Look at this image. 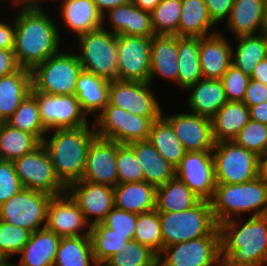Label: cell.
<instances>
[{"label":"cell","mask_w":267,"mask_h":266,"mask_svg":"<svg viewBox=\"0 0 267 266\" xmlns=\"http://www.w3.org/2000/svg\"><path fill=\"white\" fill-rule=\"evenodd\" d=\"M250 78L267 85V58L256 65Z\"/></svg>","instance_id":"cell-58"},{"label":"cell","mask_w":267,"mask_h":266,"mask_svg":"<svg viewBox=\"0 0 267 266\" xmlns=\"http://www.w3.org/2000/svg\"><path fill=\"white\" fill-rule=\"evenodd\" d=\"M237 46L232 48V65L246 75L253 74L256 65L267 58L266 48L261 34L236 37Z\"/></svg>","instance_id":"cell-38"},{"label":"cell","mask_w":267,"mask_h":266,"mask_svg":"<svg viewBox=\"0 0 267 266\" xmlns=\"http://www.w3.org/2000/svg\"><path fill=\"white\" fill-rule=\"evenodd\" d=\"M110 81L96 76L93 73L82 70L75 90V96L80 102L82 111L93 114L95 119L108 104Z\"/></svg>","instance_id":"cell-31"},{"label":"cell","mask_w":267,"mask_h":266,"mask_svg":"<svg viewBox=\"0 0 267 266\" xmlns=\"http://www.w3.org/2000/svg\"><path fill=\"white\" fill-rule=\"evenodd\" d=\"M0 22V49L14 50L15 48V20L11 23Z\"/></svg>","instance_id":"cell-55"},{"label":"cell","mask_w":267,"mask_h":266,"mask_svg":"<svg viewBox=\"0 0 267 266\" xmlns=\"http://www.w3.org/2000/svg\"><path fill=\"white\" fill-rule=\"evenodd\" d=\"M212 154L216 184H240L258 177L259 156L234 141L216 142Z\"/></svg>","instance_id":"cell-9"},{"label":"cell","mask_w":267,"mask_h":266,"mask_svg":"<svg viewBox=\"0 0 267 266\" xmlns=\"http://www.w3.org/2000/svg\"><path fill=\"white\" fill-rule=\"evenodd\" d=\"M51 131L53 135H46L41 144L50 157L56 176L67 188L82 179L89 145L97 136L95 126Z\"/></svg>","instance_id":"cell-3"},{"label":"cell","mask_w":267,"mask_h":266,"mask_svg":"<svg viewBox=\"0 0 267 266\" xmlns=\"http://www.w3.org/2000/svg\"><path fill=\"white\" fill-rule=\"evenodd\" d=\"M96 8L102 15H105L109 10L114 9L117 6H121L130 3L131 0H92Z\"/></svg>","instance_id":"cell-57"},{"label":"cell","mask_w":267,"mask_h":266,"mask_svg":"<svg viewBox=\"0 0 267 266\" xmlns=\"http://www.w3.org/2000/svg\"><path fill=\"white\" fill-rule=\"evenodd\" d=\"M257 266H267V263H265V264H262V265H257Z\"/></svg>","instance_id":"cell-67"},{"label":"cell","mask_w":267,"mask_h":266,"mask_svg":"<svg viewBox=\"0 0 267 266\" xmlns=\"http://www.w3.org/2000/svg\"><path fill=\"white\" fill-rule=\"evenodd\" d=\"M131 13L132 2L117 6L114 9L109 10L106 13L107 15H103V25H105L107 19L109 20L108 23L112 26L111 29L113 28V30H110L113 34H123L130 26Z\"/></svg>","instance_id":"cell-51"},{"label":"cell","mask_w":267,"mask_h":266,"mask_svg":"<svg viewBox=\"0 0 267 266\" xmlns=\"http://www.w3.org/2000/svg\"><path fill=\"white\" fill-rule=\"evenodd\" d=\"M214 27L203 0H181L178 36L201 38L217 33V30L209 33Z\"/></svg>","instance_id":"cell-33"},{"label":"cell","mask_w":267,"mask_h":266,"mask_svg":"<svg viewBox=\"0 0 267 266\" xmlns=\"http://www.w3.org/2000/svg\"><path fill=\"white\" fill-rule=\"evenodd\" d=\"M258 178L267 186V154L259 157Z\"/></svg>","instance_id":"cell-60"},{"label":"cell","mask_w":267,"mask_h":266,"mask_svg":"<svg viewBox=\"0 0 267 266\" xmlns=\"http://www.w3.org/2000/svg\"><path fill=\"white\" fill-rule=\"evenodd\" d=\"M152 37L117 35V79L149 82Z\"/></svg>","instance_id":"cell-14"},{"label":"cell","mask_w":267,"mask_h":266,"mask_svg":"<svg viewBox=\"0 0 267 266\" xmlns=\"http://www.w3.org/2000/svg\"><path fill=\"white\" fill-rule=\"evenodd\" d=\"M6 266H17V265L9 262Z\"/></svg>","instance_id":"cell-66"},{"label":"cell","mask_w":267,"mask_h":266,"mask_svg":"<svg viewBox=\"0 0 267 266\" xmlns=\"http://www.w3.org/2000/svg\"><path fill=\"white\" fill-rule=\"evenodd\" d=\"M181 15V0H162L151 12L155 35H177Z\"/></svg>","instance_id":"cell-42"},{"label":"cell","mask_w":267,"mask_h":266,"mask_svg":"<svg viewBox=\"0 0 267 266\" xmlns=\"http://www.w3.org/2000/svg\"><path fill=\"white\" fill-rule=\"evenodd\" d=\"M20 10L14 18V53L20 67L32 70L61 51V33L42 7Z\"/></svg>","instance_id":"cell-1"},{"label":"cell","mask_w":267,"mask_h":266,"mask_svg":"<svg viewBox=\"0 0 267 266\" xmlns=\"http://www.w3.org/2000/svg\"><path fill=\"white\" fill-rule=\"evenodd\" d=\"M200 37L177 36L178 76L177 84L181 90L201 80V64L199 60Z\"/></svg>","instance_id":"cell-32"},{"label":"cell","mask_w":267,"mask_h":266,"mask_svg":"<svg viewBox=\"0 0 267 266\" xmlns=\"http://www.w3.org/2000/svg\"><path fill=\"white\" fill-rule=\"evenodd\" d=\"M31 70L20 67L0 78V123L6 122L31 93Z\"/></svg>","instance_id":"cell-25"},{"label":"cell","mask_w":267,"mask_h":266,"mask_svg":"<svg viewBox=\"0 0 267 266\" xmlns=\"http://www.w3.org/2000/svg\"><path fill=\"white\" fill-rule=\"evenodd\" d=\"M41 142L25 131L0 123V160L14 161L32 152Z\"/></svg>","instance_id":"cell-37"},{"label":"cell","mask_w":267,"mask_h":266,"mask_svg":"<svg viewBox=\"0 0 267 266\" xmlns=\"http://www.w3.org/2000/svg\"><path fill=\"white\" fill-rule=\"evenodd\" d=\"M158 213L163 247L208 236L219 226L211 202L206 200L185 211Z\"/></svg>","instance_id":"cell-5"},{"label":"cell","mask_w":267,"mask_h":266,"mask_svg":"<svg viewBox=\"0 0 267 266\" xmlns=\"http://www.w3.org/2000/svg\"><path fill=\"white\" fill-rule=\"evenodd\" d=\"M214 142L233 141L250 120V110L243 102L227 101L211 118Z\"/></svg>","instance_id":"cell-30"},{"label":"cell","mask_w":267,"mask_h":266,"mask_svg":"<svg viewBox=\"0 0 267 266\" xmlns=\"http://www.w3.org/2000/svg\"><path fill=\"white\" fill-rule=\"evenodd\" d=\"M148 140L175 168L187 152L171 124L163 116L152 122Z\"/></svg>","instance_id":"cell-35"},{"label":"cell","mask_w":267,"mask_h":266,"mask_svg":"<svg viewBox=\"0 0 267 266\" xmlns=\"http://www.w3.org/2000/svg\"><path fill=\"white\" fill-rule=\"evenodd\" d=\"M265 28H267V0H264Z\"/></svg>","instance_id":"cell-64"},{"label":"cell","mask_w":267,"mask_h":266,"mask_svg":"<svg viewBox=\"0 0 267 266\" xmlns=\"http://www.w3.org/2000/svg\"><path fill=\"white\" fill-rule=\"evenodd\" d=\"M19 68L14 50L0 49V78L16 72Z\"/></svg>","instance_id":"cell-54"},{"label":"cell","mask_w":267,"mask_h":266,"mask_svg":"<svg viewBox=\"0 0 267 266\" xmlns=\"http://www.w3.org/2000/svg\"><path fill=\"white\" fill-rule=\"evenodd\" d=\"M175 177L200 199L211 201L216 187L212 151L186 152L175 168Z\"/></svg>","instance_id":"cell-16"},{"label":"cell","mask_w":267,"mask_h":266,"mask_svg":"<svg viewBox=\"0 0 267 266\" xmlns=\"http://www.w3.org/2000/svg\"><path fill=\"white\" fill-rule=\"evenodd\" d=\"M267 101V85L250 79L246 88L243 103L250 108L251 106Z\"/></svg>","instance_id":"cell-53"},{"label":"cell","mask_w":267,"mask_h":266,"mask_svg":"<svg viewBox=\"0 0 267 266\" xmlns=\"http://www.w3.org/2000/svg\"><path fill=\"white\" fill-rule=\"evenodd\" d=\"M62 51L31 70L32 89L53 95H75L77 79L83 68L76 54Z\"/></svg>","instance_id":"cell-7"},{"label":"cell","mask_w":267,"mask_h":266,"mask_svg":"<svg viewBox=\"0 0 267 266\" xmlns=\"http://www.w3.org/2000/svg\"><path fill=\"white\" fill-rule=\"evenodd\" d=\"M11 127L33 134L40 142L48 132L41 123L37 100L29 94L6 121Z\"/></svg>","instance_id":"cell-40"},{"label":"cell","mask_w":267,"mask_h":266,"mask_svg":"<svg viewBox=\"0 0 267 266\" xmlns=\"http://www.w3.org/2000/svg\"><path fill=\"white\" fill-rule=\"evenodd\" d=\"M92 227L102 223L108 212L115 206L114 187L87 181H77L66 188ZM94 219H90L91 217Z\"/></svg>","instance_id":"cell-17"},{"label":"cell","mask_w":267,"mask_h":266,"mask_svg":"<svg viewBox=\"0 0 267 266\" xmlns=\"http://www.w3.org/2000/svg\"><path fill=\"white\" fill-rule=\"evenodd\" d=\"M8 1V0H6ZM11 1V0H10ZM13 5L21 4L22 9L25 8H37L38 7V0H12Z\"/></svg>","instance_id":"cell-61"},{"label":"cell","mask_w":267,"mask_h":266,"mask_svg":"<svg viewBox=\"0 0 267 266\" xmlns=\"http://www.w3.org/2000/svg\"><path fill=\"white\" fill-rule=\"evenodd\" d=\"M108 228L119 235H127V239L133 240L137 224V214L113 207L102 222Z\"/></svg>","instance_id":"cell-48"},{"label":"cell","mask_w":267,"mask_h":266,"mask_svg":"<svg viewBox=\"0 0 267 266\" xmlns=\"http://www.w3.org/2000/svg\"><path fill=\"white\" fill-rule=\"evenodd\" d=\"M156 187L147 182L118 183L114 187L115 207L136 214L155 209Z\"/></svg>","instance_id":"cell-29"},{"label":"cell","mask_w":267,"mask_h":266,"mask_svg":"<svg viewBox=\"0 0 267 266\" xmlns=\"http://www.w3.org/2000/svg\"><path fill=\"white\" fill-rule=\"evenodd\" d=\"M117 142L96 136L89 145L83 181L115 187L118 184Z\"/></svg>","instance_id":"cell-19"},{"label":"cell","mask_w":267,"mask_h":266,"mask_svg":"<svg viewBox=\"0 0 267 266\" xmlns=\"http://www.w3.org/2000/svg\"><path fill=\"white\" fill-rule=\"evenodd\" d=\"M10 262L7 255L0 251V266H6Z\"/></svg>","instance_id":"cell-62"},{"label":"cell","mask_w":267,"mask_h":266,"mask_svg":"<svg viewBox=\"0 0 267 266\" xmlns=\"http://www.w3.org/2000/svg\"><path fill=\"white\" fill-rule=\"evenodd\" d=\"M200 199L177 177L167 181L156 189L158 212H180L195 206Z\"/></svg>","instance_id":"cell-34"},{"label":"cell","mask_w":267,"mask_h":266,"mask_svg":"<svg viewBox=\"0 0 267 266\" xmlns=\"http://www.w3.org/2000/svg\"><path fill=\"white\" fill-rule=\"evenodd\" d=\"M219 230L221 266L267 263V215L249 216L243 224L233 218L219 224Z\"/></svg>","instance_id":"cell-2"},{"label":"cell","mask_w":267,"mask_h":266,"mask_svg":"<svg viewBox=\"0 0 267 266\" xmlns=\"http://www.w3.org/2000/svg\"><path fill=\"white\" fill-rule=\"evenodd\" d=\"M45 227L59 237L90 235L91 230L84 214L67 192L51 198Z\"/></svg>","instance_id":"cell-18"},{"label":"cell","mask_w":267,"mask_h":266,"mask_svg":"<svg viewBox=\"0 0 267 266\" xmlns=\"http://www.w3.org/2000/svg\"><path fill=\"white\" fill-rule=\"evenodd\" d=\"M162 116L171 124L187 152L213 150L215 142L210 118L192 113H164Z\"/></svg>","instance_id":"cell-20"},{"label":"cell","mask_w":267,"mask_h":266,"mask_svg":"<svg viewBox=\"0 0 267 266\" xmlns=\"http://www.w3.org/2000/svg\"><path fill=\"white\" fill-rule=\"evenodd\" d=\"M61 237L49 229L32 232L24 245L17 266H53Z\"/></svg>","instance_id":"cell-28"},{"label":"cell","mask_w":267,"mask_h":266,"mask_svg":"<svg viewBox=\"0 0 267 266\" xmlns=\"http://www.w3.org/2000/svg\"><path fill=\"white\" fill-rule=\"evenodd\" d=\"M149 82L113 80L108 103L141 117H161L164 113Z\"/></svg>","instance_id":"cell-15"},{"label":"cell","mask_w":267,"mask_h":266,"mask_svg":"<svg viewBox=\"0 0 267 266\" xmlns=\"http://www.w3.org/2000/svg\"><path fill=\"white\" fill-rule=\"evenodd\" d=\"M225 26L235 38L260 34L265 29L264 0H234Z\"/></svg>","instance_id":"cell-22"},{"label":"cell","mask_w":267,"mask_h":266,"mask_svg":"<svg viewBox=\"0 0 267 266\" xmlns=\"http://www.w3.org/2000/svg\"><path fill=\"white\" fill-rule=\"evenodd\" d=\"M29 230L14 226L0 220V251L11 259L18 254L29 241Z\"/></svg>","instance_id":"cell-46"},{"label":"cell","mask_w":267,"mask_h":266,"mask_svg":"<svg viewBox=\"0 0 267 266\" xmlns=\"http://www.w3.org/2000/svg\"><path fill=\"white\" fill-rule=\"evenodd\" d=\"M214 25L229 19L234 0H203Z\"/></svg>","instance_id":"cell-52"},{"label":"cell","mask_w":267,"mask_h":266,"mask_svg":"<svg viewBox=\"0 0 267 266\" xmlns=\"http://www.w3.org/2000/svg\"><path fill=\"white\" fill-rule=\"evenodd\" d=\"M158 266H221L219 226L208 236L163 247Z\"/></svg>","instance_id":"cell-10"},{"label":"cell","mask_w":267,"mask_h":266,"mask_svg":"<svg viewBox=\"0 0 267 266\" xmlns=\"http://www.w3.org/2000/svg\"><path fill=\"white\" fill-rule=\"evenodd\" d=\"M157 256L148 246L130 240L126 250L114 254L102 266H158Z\"/></svg>","instance_id":"cell-43"},{"label":"cell","mask_w":267,"mask_h":266,"mask_svg":"<svg viewBox=\"0 0 267 266\" xmlns=\"http://www.w3.org/2000/svg\"><path fill=\"white\" fill-rule=\"evenodd\" d=\"M65 28L76 36L104 27L103 15L92 0H59Z\"/></svg>","instance_id":"cell-23"},{"label":"cell","mask_w":267,"mask_h":266,"mask_svg":"<svg viewBox=\"0 0 267 266\" xmlns=\"http://www.w3.org/2000/svg\"><path fill=\"white\" fill-rule=\"evenodd\" d=\"M162 0H131V2L144 11L152 12Z\"/></svg>","instance_id":"cell-59"},{"label":"cell","mask_w":267,"mask_h":266,"mask_svg":"<svg viewBox=\"0 0 267 266\" xmlns=\"http://www.w3.org/2000/svg\"><path fill=\"white\" fill-rule=\"evenodd\" d=\"M118 183L143 182L145 176L134 150L128 144L117 143Z\"/></svg>","instance_id":"cell-44"},{"label":"cell","mask_w":267,"mask_h":266,"mask_svg":"<svg viewBox=\"0 0 267 266\" xmlns=\"http://www.w3.org/2000/svg\"><path fill=\"white\" fill-rule=\"evenodd\" d=\"M233 141L259 157L263 156L267 154V125L250 119Z\"/></svg>","instance_id":"cell-45"},{"label":"cell","mask_w":267,"mask_h":266,"mask_svg":"<svg viewBox=\"0 0 267 266\" xmlns=\"http://www.w3.org/2000/svg\"><path fill=\"white\" fill-rule=\"evenodd\" d=\"M123 34L127 36L153 37L155 33L152 27L151 13L132 3L130 26Z\"/></svg>","instance_id":"cell-50"},{"label":"cell","mask_w":267,"mask_h":266,"mask_svg":"<svg viewBox=\"0 0 267 266\" xmlns=\"http://www.w3.org/2000/svg\"><path fill=\"white\" fill-rule=\"evenodd\" d=\"M23 188L13 161L0 160V205Z\"/></svg>","instance_id":"cell-49"},{"label":"cell","mask_w":267,"mask_h":266,"mask_svg":"<svg viewBox=\"0 0 267 266\" xmlns=\"http://www.w3.org/2000/svg\"><path fill=\"white\" fill-rule=\"evenodd\" d=\"M159 118L141 117L108 103L93 124L98 137L130 144L148 140L152 122Z\"/></svg>","instance_id":"cell-8"},{"label":"cell","mask_w":267,"mask_h":266,"mask_svg":"<svg viewBox=\"0 0 267 266\" xmlns=\"http://www.w3.org/2000/svg\"><path fill=\"white\" fill-rule=\"evenodd\" d=\"M30 94L37 100L40 120L47 134H51V130L80 128L91 123L75 95H53L41 91H31Z\"/></svg>","instance_id":"cell-12"},{"label":"cell","mask_w":267,"mask_h":266,"mask_svg":"<svg viewBox=\"0 0 267 266\" xmlns=\"http://www.w3.org/2000/svg\"><path fill=\"white\" fill-rule=\"evenodd\" d=\"M44 1V0H38V7H42L41 6V2ZM48 1V0H47ZM51 1V0H50ZM53 1H58V0H53Z\"/></svg>","instance_id":"cell-65"},{"label":"cell","mask_w":267,"mask_h":266,"mask_svg":"<svg viewBox=\"0 0 267 266\" xmlns=\"http://www.w3.org/2000/svg\"><path fill=\"white\" fill-rule=\"evenodd\" d=\"M93 265L98 266L94 259L90 235L61 237L53 266Z\"/></svg>","instance_id":"cell-36"},{"label":"cell","mask_w":267,"mask_h":266,"mask_svg":"<svg viewBox=\"0 0 267 266\" xmlns=\"http://www.w3.org/2000/svg\"><path fill=\"white\" fill-rule=\"evenodd\" d=\"M260 34L263 37V41H264L266 53H267V28H265Z\"/></svg>","instance_id":"cell-63"},{"label":"cell","mask_w":267,"mask_h":266,"mask_svg":"<svg viewBox=\"0 0 267 266\" xmlns=\"http://www.w3.org/2000/svg\"><path fill=\"white\" fill-rule=\"evenodd\" d=\"M177 35H154L151 43V70L149 83L155 75L177 83L178 76Z\"/></svg>","instance_id":"cell-26"},{"label":"cell","mask_w":267,"mask_h":266,"mask_svg":"<svg viewBox=\"0 0 267 266\" xmlns=\"http://www.w3.org/2000/svg\"><path fill=\"white\" fill-rule=\"evenodd\" d=\"M188 90L190 95L187 104L192 114L211 119L227 102L221 79L202 78Z\"/></svg>","instance_id":"cell-24"},{"label":"cell","mask_w":267,"mask_h":266,"mask_svg":"<svg viewBox=\"0 0 267 266\" xmlns=\"http://www.w3.org/2000/svg\"><path fill=\"white\" fill-rule=\"evenodd\" d=\"M13 164L24 188L52 196L66 193V187L56 176L50 157L42 144L14 160Z\"/></svg>","instance_id":"cell-13"},{"label":"cell","mask_w":267,"mask_h":266,"mask_svg":"<svg viewBox=\"0 0 267 266\" xmlns=\"http://www.w3.org/2000/svg\"><path fill=\"white\" fill-rule=\"evenodd\" d=\"M133 240L148 246L157 255L162 251L163 239L161 222L156 209L137 214V224Z\"/></svg>","instance_id":"cell-41"},{"label":"cell","mask_w":267,"mask_h":266,"mask_svg":"<svg viewBox=\"0 0 267 266\" xmlns=\"http://www.w3.org/2000/svg\"><path fill=\"white\" fill-rule=\"evenodd\" d=\"M211 206L217 224L251 212L267 215V186L256 179L238 184H216Z\"/></svg>","instance_id":"cell-4"},{"label":"cell","mask_w":267,"mask_h":266,"mask_svg":"<svg viewBox=\"0 0 267 266\" xmlns=\"http://www.w3.org/2000/svg\"><path fill=\"white\" fill-rule=\"evenodd\" d=\"M250 119L267 125V101L251 106Z\"/></svg>","instance_id":"cell-56"},{"label":"cell","mask_w":267,"mask_h":266,"mask_svg":"<svg viewBox=\"0 0 267 266\" xmlns=\"http://www.w3.org/2000/svg\"><path fill=\"white\" fill-rule=\"evenodd\" d=\"M90 238L95 262L102 266L110 257L121 250H126L127 235H119L103 223L90 228Z\"/></svg>","instance_id":"cell-39"},{"label":"cell","mask_w":267,"mask_h":266,"mask_svg":"<svg viewBox=\"0 0 267 266\" xmlns=\"http://www.w3.org/2000/svg\"><path fill=\"white\" fill-rule=\"evenodd\" d=\"M78 61L84 71L105 78L117 79V35L105 27L77 37Z\"/></svg>","instance_id":"cell-6"},{"label":"cell","mask_w":267,"mask_h":266,"mask_svg":"<svg viewBox=\"0 0 267 266\" xmlns=\"http://www.w3.org/2000/svg\"><path fill=\"white\" fill-rule=\"evenodd\" d=\"M250 79V76L231 64L221 78L227 101L243 102Z\"/></svg>","instance_id":"cell-47"},{"label":"cell","mask_w":267,"mask_h":266,"mask_svg":"<svg viewBox=\"0 0 267 266\" xmlns=\"http://www.w3.org/2000/svg\"><path fill=\"white\" fill-rule=\"evenodd\" d=\"M52 197L41 191L23 188L0 205V220L31 233L45 228L47 209Z\"/></svg>","instance_id":"cell-11"},{"label":"cell","mask_w":267,"mask_h":266,"mask_svg":"<svg viewBox=\"0 0 267 266\" xmlns=\"http://www.w3.org/2000/svg\"><path fill=\"white\" fill-rule=\"evenodd\" d=\"M143 168L145 182L154 187L164 185L175 177V167L166 161L149 140L128 144Z\"/></svg>","instance_id":"cell-27"},{"label":"cell","mask_w":267,"mask_h":266,"mask_svg":"<svg viewBox=\"0 0 267 266\" xmlns=\"http://www.w3.org/2000/svg\"><path fill=\"white\" fill-rule=\"evenodd\" d=\"M232 48L221 32L201 37L199 60L202 77L221 79L232 64Z\"/></svg>","instance_id":"cell-21"}]
</instances>
